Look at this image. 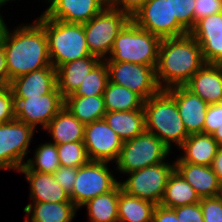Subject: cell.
<instances>
[{
	"label": "cell",
	"instance_id": "b9f144b4",
	"mask_svg": "<svg viewBox=\"0 0 222 222\" xmlns=\"http://www.w3.org/2000/svg\"><path fill=\"white\" fill-rule=\"evenodd\" d=\"M146 1L147 0H116L111 7L120 10L132 19Z\"/></svg>",
	"mask_w": 222,
	"mask_h": 222
},
{
	"label": "cell",
	"instance_id": "277c9868",
	"mask_svg": "<svg viewBox=\"0 0 222 222\" xmlns=\"http://www.w3.org/2000/svg\"><path fill=\"white\" fill-rule=\"evenodd\" d=\"M146 131L156 135L168 148L183 144L189 136L181 120L175 100L165 91L144 100Z\"/></svg>",
	"mask_w": 222,
	"mask_h": 222
},
{
	"label": "cell",
	"instance_id": "ab89813d",
	"mask_svg": "<svg viewBox=\"0 0 222 222\" xmlns=\"http://www.w3.org/2000/svg\"><path fill=\"white\" fill-rule=\"evenodd\" d=\"M180 222H204L200 203L173 208Z\"/></svg>",
	"mask_w": 222,
	"mask_h": 222
},
{
	"label": "cell",
	"instance_id": "f35d334b",
	"mask_svg": "<svg viewBox=\"0 0 222 222\" xmlns=\"http://www.w3.org/2000/svg\"><path fill=\"white\" fill-rule=\"evenodd\" d=\"M222 126V103L211 104L206 111L203 134H212Z\"/></svg>",
	"mask_w": 222,
	"mask_h": 222
},
{
	"label": "cell",
	"instance_id": "7c38bea8",
	"mask_svg": "<svg viewBox=\"0 0 222 222\" xmlns=\"http://www.w3.org/2000/svg\"><path fill=\"white\" fill-rule=\"evenodd\" d=\"M132 20L161 39L189 34L176 18H172L170 0H147Z\"/></svg>",
	"mask_w": 222,
	"mask_h": 222
},
{
	"label": "cell",
	"instance_id": "74e56055",
	"mask_svg": "<svg viewBox=\"0 0 222 222\" xmlns=\"http://www.w3.org/2000/svg\"><path fill=\"white\" fill-rule=\"evenodd\" d=\"M194 5V25L201 18L222 12V0H195Z\"/></svg>",
	"mask_w": 222,
	"mask_h": 222
},
{
	"label": "cell",
	"instance_id": "f1b7e54d",
	"mask_svg": "<svg viewBox=\"0 0 222 222\" xmlns=\"http://www.w3.org/2000/svg\"><path fill=\"white\" fill-rule=\"evenodd\" d=\"M153 202L130 196L119 184L118 222H152Z\"/></svg>",
	"mask_w": 222,
	"mask_h": 222
},
{
	"label": "cell",
	"instance_id": "1f68e13d",
	"mask_svg": "<svg viewBox=\"0 0 222 222\" xmlns=\"http://www.w3.org/2000/svg\"><path fill=\"white\" fill-rule=\"evenodd\" d=\"M34 159L28 158L19 170H33L42 173H54L60 168L57 145L51 142L40 144L35 149Z\"/></svg>",
	"mask_w": 222,
	"mask_h": 222
},
{
	"label": "cell",
	"instance_id": "8fae6325",
	"mask_svg": "<svg viewBox=\"0 0 222 222\" xmlns=\"http://www.w3.org/2000/svg\"><path fill=\"white\" fill-rule=\"evenodd\" d=\"M105 63L110 82L136 92L144 100L162 90L156 79V67L128 62Z\"/></svg>",
	"mask_w": 222,
	"mask_h": 222
},
{
	"label": "cell",
	"instance_id": "60d3db41",
	"mask_svg": "<svg viewBox=\"0 0 222 222\" xmlns=\"http://www.w3.org/2000/svg\"><path fill=\"white\" fill-rule=\"evenodd\" d=\"M53 174L57 183L70 195L77 177V168L60 166Z\"/></svg>",
	"mask_w": 222,
	"mask_h": 222
},
{
	"label": "cell",
	"instance_id": "d4e9b609",
	"mask_svg": "<svg viewBox=\"0 0 222 222\" xmlns=\"http://www.w3.org/2000/svg\"><path fill=\"white\" fill-rule=\"evenodd\" d=\"M56 145L84 141L85 124L75 118L64 106L44 129Z\"/></svg>",
	"mask_w": 222,
	"mask_h": 222
},
{
	"label": "cell",
	"instance_id": "2e32d148",
	"mask_svg": "<svg viewBox=\"0 0 222 222\" xmlns=\"http://www.w3.org/2000/svg\"><path fill=\"white\" fill-rule=\"evenodd\" d=\"M165 91L175 100L187 133H203L209 105L185 86H174Z\"/></svg>",
	"mask_w": 222,
	"mask_h": 222
},
{
	"label": "cell",
	"instance_id": "603a6c76",
	"mask_svg": "<svg viewBox=\"0 0 222 222\" xmlns=\"http://www.w3.org/2000/svg\"><path fill=\"white\" fill-rule=\"evenodd\" d=\"M218 143L210 134H189L179 147L184 155L175 162H188L195 165L211 166L218 150Z\"/></svg>",
	"mask_w": 222,
	"mask_h": 222
},
{
	"label": "cell",
	"instance_id": "bcb514c9",
	"mask_svg": "<svg viewBox=\"0 0 222 222\" xmlns=\"http://www.w3.org/2000/svg\"><path fill=\"white\" fill-rule=\"evenodd\" d=\"M219 146L222 145V126H219L212 134Z\"/></svg>",
	"mask_w": 222,
	"mask_h": 222
},
{
	"label": "cell",
	"instance_id": "d590c367",
	"mask_svg": "<svg viewBox=\"0 0 222 222\" xmlns=\"http://www.w3.org/2000/svg\"><path fill=\"white\" fill-rule=\"evenodd\" d=\"M199 203L204 222H222V195L201 198Z\"/></svg>",
	"mask_w": 222,
	"mask_h": 222
},
{
	"label": "cell",
	"instance_id": "5b68a950",
	"mask_svg": "<svg viewBox=\"0 0 222 222\" xmlns=\"http://www.w3.org/2000/svg\"><path fill=\"white\" fill-rule=\"evenodd\" d=\"M161 38L140 28L132 19L114 40L105 62H128L156 67Z\"/></svg>",
	"mask_w": 222,
	"mask_h": 222
},
{
	"label": "cell",
	"instance_id": "f546056e",
	"mask_svg": "<svg viewBox=\"0 0 222 222\" xmlns=\"http://www.w3.org/2000/svg\"><path fill=\"white\" fill-rule=\"evenodd\" d=\"M106 111H133L143 110L144 99L136 92L108 82L103 92Z\"/></svg>",
	"mask_w": 222,
	"mask_h": 222
},
{
	"label": "cell",
	"instance_id": "9c48e42d",
	"mask_svg": "<svg viewBox=\"0 0 222 222\" xmlns=\"http://www.w3.org/2000/svg\"><path fill=\"white\" fill-rule=\"evenodd\" d=\"M174 170V162H161L127 174L128 178L119 181L126 194L160 205L169 175Z\"/></svg>",
	"mask_w": 222,
	"mask_h": 222
},
{
	"label": "cell",
	"instance_id": "7dc6e473",
	"mask_svg": "<svg viewBox=\"0 0 222 222\" xmlns=\"http://www.w3.org/2000/svg\"><path fill=\"white\" fill-rule=\"evenodd\" d=\"M5 4L3 3L2 0H0V8L1 6H4ZM6 23L4 22V19H3V16L2 14L0 13V29L5 25Z\"/></svg>",
	"mask_w": 222,
	"mask_h": 222
},
{
	"label": "cell",
	"instance_id": "5bb4252c",
	"mask_svg": "<svg viewBox=\"0 0 222 222\" xmlns=\"http://www.w3.org/2000/svg\"><path fill=\"white\" fill-rule=\"evenodd\" d=\"M83 142L89 160L108 163H115L124 143L104 119L85 125Z\"/></svg>",
	"mask_w": 222,
	"mask_h": 222
},
{
	"label": "cell",
	"instance_id": "ffe728a7",
	"mask_svg": "<svg viewBox=\"0 0 222 222\" xmlns=\"http://www.w3.org/2000/svg\"><path fill=\"white\" fill-rule=\"evenodd\" d=\"M174 169L194 188L200 198L222 195V184L212 166L174 162Z\"/></svg>",
	"mask_w": 222,
	"mask_h": 222
},
{
	"label": "cell",
	"instance_id": "6da1fadb",
	"mask_svg": "<svg viewBox=\"0 0 222 222\" xmlns=\"http://www.w3.org/2000/svg\"><path fill=\"white\" fill-rule=\"evenodd\" d=\"M10 31L7 24L0 29L9 84L19 76L51 65L47 36L37 20L17 26L12 33Z\"/></svg>",
	"mask_w": 222,
	"mask_h": 222
},
{
	"label": "cell",
	"instance_id": "836d02e7",
	"mask_svg": "<svg viewBox=\"0 0 222 222\" xmlns=\"http://www.w3.org/2000/svg\"><path fill=\"white\" fill-rule=\"evenodd\" d=\"M60 166L78 168L89 161L83 141L57 145Z\"/></svg>",
	"mask_w": 222,
	"mask_h": 222
},
{
	"label": "cell",
	"instance_id": "52a82bcc",
	"mask_svg": "<svg viewBox=\"0 0 222 222\" xmlns=\"http://www.w3.org/2000/svg\"><path fill=\"white\" fill-rule=\"evenodd\" d=\"M131 18L111 6L84 23L87 46L91 55L101 60L108 58L117 35Z\"/></svg>",
	"mask_w": 222,
	"mask_h": 222
},
{
	"label": "cell",
	"instance_id": "8992f818",
	"mask_svg": "<svg viewBox=\"0 0 222 222\" xmlns=\"http://www.w3.org/2000/svg\"><path fill=\"white\" fill-rule=\"evenodd\" d=\"M170 151L156 135L145 130L133 139L124 141L115 161L116 170L124 175L159 164L167 161Z\"/></svg>",
	"mask_w": 222,
	"mask_h": 222
},
{
	"label": "cell",
	"instance_id": "cb8c5ba5",
	"mask_svg": "<svg viewBox=\"0 0 222 222\" xmlns=\"http://www.w3.org/2000/svg\"><path fill=\"white\" fill-rule=\"evenodd\" d=\"M77 210L73 202H32L23 209L24 222H72Z\"/></svg>",
	"mask_w": 222,
	"mask_h": 222
},
{
	"label": "cell",
	"instance_id": "ba28073f",
	"mask_svg": "<svg viewBox=\"0 0 222 222\" xmlns=\"http://www.w3.org/2000/svg\"><path fill=\"white\" fill-rule=\"evenodd\" d=\"M108 164L89 160L77 168V177L69 196L78 210L92 198L108 193L119 184Z\"/></svg>",
	"mask_w": 222,
	"mask_h": 222
},
{
	"label": "cell",
	"instance_id": "9a60e30c",
	"mask_svg": "<svg viewBox=\"0 0 222 222\" xmlns=\"http://www.w3.org/2000/svg\"><path fill=\"white\" fill-rule=\"evenodd\" d=\"M189 34L200 45L205 63L222 65V12L199 19Z\"/></svg>",
	"mask_w": 222,
	"mask_h": 222
},
{
	"label": "cell",
	"instance_id": "30bf717a",
	"mask_svg": "<svg viewBox=\"0 0 222 222\" xmlns=\"http://www.w3.org/2000/svg\"><path fill=\"white\" fill-rule=\"evenodd\" d=\"M35 129L17 119L0 123V169L18 170L25 164Z\"/></svg>",
	"mask_w": 222,
	"mask_h": 222
},
{
	"label": "cell",
	"instance_id": "7402d4cb",
	"mask_svg": "<svg viewBox=\"0 0 222 222\" xmlns=\"http://www.w3.org/2000/svg\"><path fill=\"white\" fill-rule=\"evenodd\" d=\"M101 61L97 56H88L82 59L67 62L56 69L57 88L61 95L66 98L77 90L83 79Z\"/></svg>",
	"mask_w": 222,
	"mask_h": 222
},
{
	"label": "cell",
	"instance_id": "7bdbcfd3",
	"mask_svg": "<svg viewBox=\"0 0 222 222\" xmlns=\"http://www.w3.org/2000/svg\"><path fill=\"white\" fill-rule=\"evenodd\" d=\"M152 222H180L175 211L161 205H156L153 211Z\"/></svg>",
	"mask_w": 222,
	"mask_h": 222
},
{
	"label": "cell",
	"instance_id": "e0dca14e",
	"mask_svg": "<svg viewBox=\"0 0 222 222\" xmlns=\"http://www.w3.org/2000/svg\"><path fill=\"white\" fill-rule=\"evenodd\" d=\"M43 12L49 19L66 23L84 24L99 14L107 5L102 0H48Z\"/></svg>",
	"mask_w": 222,
	"mask_h": 222
},
{
	"label": "cell",
	"instance_id": "c3c4849f",
	"mask_svg": "<svg viewBox=\"0 0 222 222\" xmlns=\"http://www.w3.org/2000/svg\"><path fill=\"white\" fill-rule=\"evenodd\" d=\"M107 6H111L116 0H102Z\"/></svg>",
	"mask_w": 222,
	"mask_h": 222
},
{
	"label": "cell",
	"instance_id": "ee69618b",
	"mask_svg": "<svg viewBox=\"0 0 222 222\" xmlns=\"http://www.w3.org/2000/svg\"><path fill=\"white\" fill-rule=\"evenodd\" d=\"M9 85L6 56L3 48L2 39L0 38V87Z\"/></svg>",
	"mask_w": 222,
	"mask_h": 222
},
{
	"label": "cell",
	"instance_id": "83f0119b",
	"mask_svg": "<svg viewBox=\"0 0 222 222\" xmlns=\"http://www.w3.org/2000/svg\"><path fill=\"white\" fill-rule=\"evenodd\" d=\"M64 106L85 125L103 119L106 113L103 95L67 96Z\"/></svg>",
	"mask_w": 222,
	"mask_h": 222
},
{
	"label": "cell",
	"instance_id": "d6a6232c",
	"mask_svg": "<svg viewBox=\"0 0 222 222\" xmlns=\"http://www.w3.org/2000/svg\"><path fill=\"white\" fill-rule=\"evenodd\" d=\"M109 82L108 68L104 60L83 79L80 87L68 96H97L103 95Z\"/></svg>",
	"mask_w": 222,
	"mask_h": 222
},
{
	"label": "cell",
	"instance_id": "f6af8a7d",
	"mask_svg": "<svg viewBox=\"0 0 222 222\" xmlns=\"http://www.w3.org/2000/svg\"><path fill=\"white\" fill-rule=\"evenodd\" d=\"M212 168L219 180L222 184V145L218 147L216 156L214 157Z\"/></svg>",
	"mask_w": 222,
	"mask_h": 222
},
{
	"label": "cell",
	"instance_id": "7a4b0ae2",
	"mask_svg": "<svg viewBox=\"0 0 222 222\" xmlns=\"http://www.w3.org/2000/svg\"><path fill=\"white\" fill-rule=\"evenodd\" d=\"M204 64L201 47L190 34L162 38L155 68L159 87L184 86Z\"/></svg>",
	"mask_w": 222,
	"mask_h": 222
},
{
	"label": "cell",
	"instance_id": "4dcf8cb0",
	"mask_svg": "<svg viewBox=\"0 0 222 222\" xmlns=\"http://www.w3.org/2000/svg\"><path fill=\"white\" fill-rule=\"evenodd\" d=\"M119 184L108 193L98 195L85 203L88 222H118Z\"/></svg>",
	"mask_w": 222,
	"mask_h": 222
},
{
	"label": "cell",
	"instance_id": "44dd1931",
	"mask_svg": "<svg viewBox=\"0 0 222 222\" xmlns=\"http://www.w3.org/2000/svg\"><path fill=\"white\" fill-rule=\"evenodd\" d=\"M30 185L32 202H72L69 194L57 183L54 174L33 170H18Z\"/></svg>",
	"mask_w": 222,
	"mask_h": 222
},
{
	"label": "cell",
	"instance_id": "484cf974",
	"mask_svg": "<svg viewBox=\"0 0 222 222\" xmlns=\"http://www.w3.org/2000/svg\"><path fill=\"white\" fill-rule=\"evenodd\" d=\"M103 119L123 142L146 130L144 110L106 111Z\"/></svg>",
	"mask_w": 222,
	"mask_h": 222
},
{
	"label": "cell",
	"instance_id": "ac0fdd59",
	"mask_svg": "<svg viewBox=\"0 0 222 222\" xmlns=\"http://www.w3.org/2000/svg\"><path fill=\"white\" fill-rule=\"evenodd\" d=\"M9 87L14 99H25L48 94L57 87L56 69L50 65L24 74L10 81Z\"/></svg>",
	"mask_w": 222,
	"mask_h": 222
},
{
	"label": "cell",
	"instance_id": "4316f807",
	"mask_svg": "<svg viewBox=\"0 0 222 222\" xmlns=\"http://www.w3.org/2000/svg\"><path fill=\"white\" fill-rule=\"evenodd\" d=\"M201 198L194 188L174 169L169 175L164 197L160 203L166 208L199 203Z\"/></svg>",
	"mask_w": 222,
	"mask_h": 222
},
{
	"label": "cell",
	"instance_id": "e575fe53",
	"mask_svg": "<svg viewBox=\"0 0 222 222\" xmlns=\"http://www.w3.org/2000/svg\"><path fill=\"white\" fill-rule=\"evenodd\" d=\"M194 2L195 0H170L172 18L188 31L194 27Z\"/></svg>",
	"mask_w": 222,
	"mask_h": 222
},
{
	"label": "cell",
	"instance_id": "8d00e7d4",
	"mask_svg": "<svg viewBox=\"0 0 222 222\" xmlns=\"http://www.w3.org/2000/svg\"><path fill=\"white\" fill-rule=\"evenodd\" d=\"M16 119L15 99L11 88L8 86L0 87V123H7Z\"/></svg>",
	"mask_w": 222,
	"mask_h": 222
},
{
	"label": "cell",
	"instance_id": "4fadbf2b",
	"mask_svg": "<svg viewBox=\"0 0 222 222\" xmlns=\"http://www.w3.org/2000/svg\"><path fill=\"white\" fill-rule=\"evenodd\" d=\"M65 98L56 87L48 94L15 99V117L17 120L32 126L40 125L45 129L49 122L64 107Z\"/></svg>",
	"mask_w": 222,
	"mask_h": 222
},
{
	"label": "cell",
	"instance_id": "d6986e66",
	"mask_svg": "<svg viewBox=\"0 0 222 222\" xmlns=\"http://www.w3.org/2000/svg\"><path fill=\"white\" fill-rule=\"evenodd\" d=\"M184 86L208 105L222 103V65L205 63Z\"/></svg>",
	"mask_w": 222,
	"mask_h": 222
},
{
	"label": "cell",
	"instance_id": "3957f363",
	"mask_svg": "<svg viewBox=\"0 0 222 222\" xmlns=\"http://www.w3.org/2000/svg\"><path fill=\"white\" fill-rule=\"evenodd\" d=\"M37 21L44 27L51 65L55 69L67 62L94 56L89 52L83 24L52 20L44 13Z\"/></svg>",
	"mask_w": 222,
	"mask_h": 222
},
{
	"label": "cell",
	"instance_id": "681fc988",
	"mask_svg": "<svg viewBox=\"0 0 222 222\" xmlns=\"http://www.w3.org/2000/svg\"><path fill=\"white\" fill-rule=\"evenodd\" d=\"M2 1H3V3L6 5L7 2H9V1L11 2V1H14V0H2ZM15 1H16V0H15ZM46 1H48V0H46Z\"/></svg>",
	"mask_w": 222,
	"mask_h": 222
}]
</instances>
